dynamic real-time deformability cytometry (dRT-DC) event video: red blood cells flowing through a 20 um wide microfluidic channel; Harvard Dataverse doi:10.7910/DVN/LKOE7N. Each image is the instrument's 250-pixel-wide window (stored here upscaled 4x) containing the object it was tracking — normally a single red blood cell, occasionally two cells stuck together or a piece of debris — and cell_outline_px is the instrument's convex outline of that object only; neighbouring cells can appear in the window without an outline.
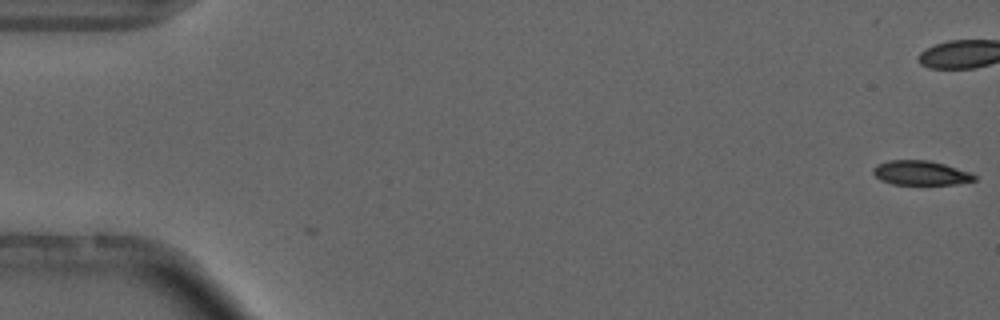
{"species": "common noctule bat (a hibernating species)", "species_latin": "Nyctalus noctula", "temperature_condition": "cold", "stored_images_in_passage": 56, "camera_frame_rate_fps": 3000, "um_per_image_px": 0.085, "animal": {"sex": "male", "forearm_length_mm": 52.5}, "frame": {"image": 1, "passage_image": 1, "time_ms": 0.0, "image_size_px": [1000, 320], "cell_outline_px": [[976, 180], [956, 184], [892, 184], [880, 180], [872, 172], [872, 168], [876, 164], [888, 160], [928, 160], [944, 164], [972, 172], [976, 176]], "centroid_in_image_um": [78.25, 14.69], "position_along_channel_um": 6.8, "area_um2": 14.51}}